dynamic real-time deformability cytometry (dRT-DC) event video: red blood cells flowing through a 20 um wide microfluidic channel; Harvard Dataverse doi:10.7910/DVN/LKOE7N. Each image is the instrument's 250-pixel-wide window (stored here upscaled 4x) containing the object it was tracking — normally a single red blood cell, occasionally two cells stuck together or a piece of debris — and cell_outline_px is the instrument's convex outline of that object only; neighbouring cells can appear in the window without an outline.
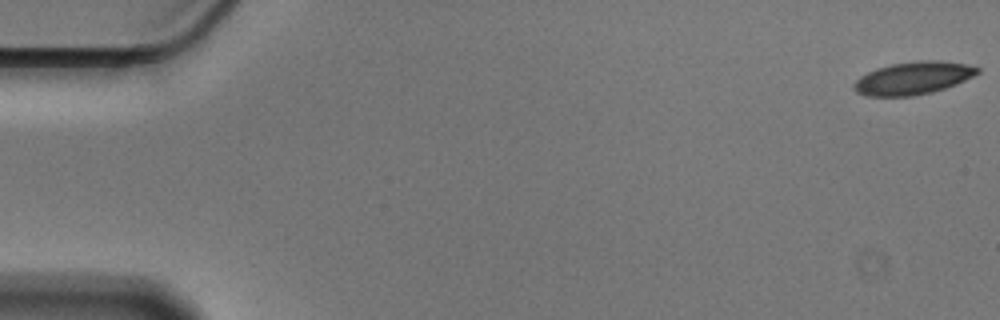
{"species": "Egyptian fruit bat (a non-hibernating species)", "species_latin": "Rousettus aegyptiacus", "temperature_condition": "cold", "stored_images_in_passage": 57, "camera_frame_rate_fps": 3000, "um_per_image_px": 0.085, "animal": {"sex": "male"}, "frame": {"image": 1, "passage_image": 1, "time_ms": 0.0, "image_size_px": [1000, 320], "cell_outline_px": [[980, 72], [956, 84], [932, 92], [912, 96], [864, 96], [856, 92], [852, 88], [852, 84], [860, 76], [876, 68], [892, 64], [916, 60], [940, 60], [964, 64], [980, 68]], "centroid_in_image_um": [77.57, 6.64], "position_along_channel_um": 7.4, "area_um2": 23.58}}
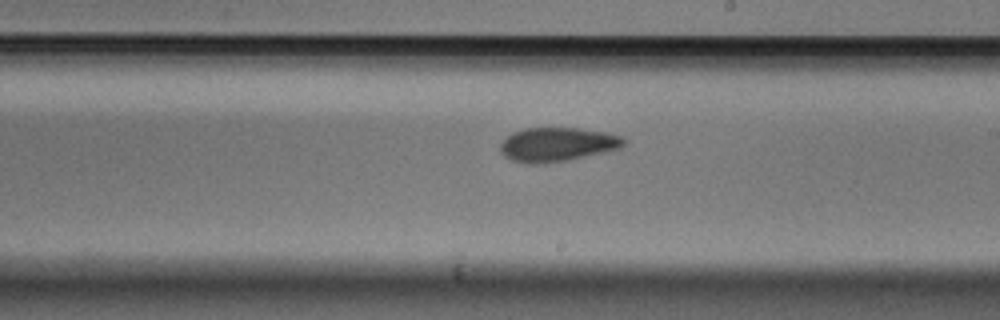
{"frame": {"image": 2, "passage_image": 33, "time_ms": 10.667, "image_size_px": [1000, 320], "cell_outline_px": [[624, 144], [620, 148], [568, 160], [544, 164], [524, 164], [512, 160], [504, 156], [500, 152], [500, 144], [512, 132], [524, 128], [580, 128], [608, 132], [624, 136]], "centroid_in_image_um": [47.35, 12.28], "position_along_channel_um": 241.6, "area_um2": 24.68}}
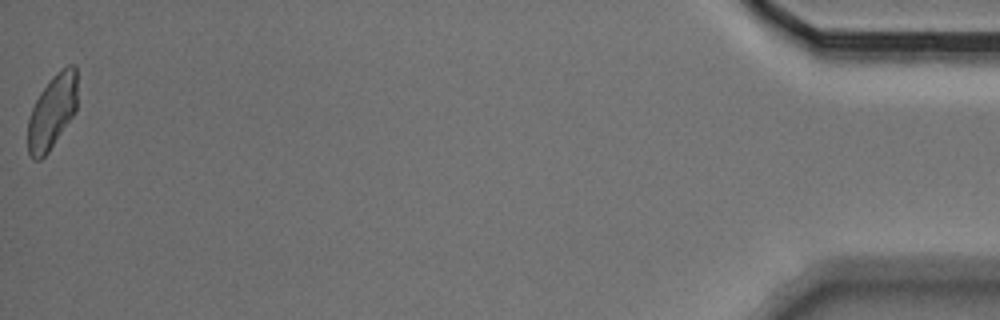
{"frame": {"image": 3, "passage_image": 57, "time_ms": 18.667, "image_size_px": [1000, 320], "cell_outline_px": [[76, 112], [48, 152], [40, 160], [32, 160], [28, 152], [28, 116], [40, 92], [52, 76], [56, 72], [68, 64], [76, 64]], "centroid_in_image_um": [4.43, 9.49], "position_along_channel_um": 430.8, "area_um2": 21.44}, "authors_computed_cell_mechanics": {"area_um2": 24.1026, "velocity_mm_per_s": 3.5458, "shape_relaxation_time_tau1_ms": 3.7966, "shape_relaxation_time_tau2_ms": 3.1857, "deformation_change_tau1": 0.1113, "deformation_change_tau2": 0.0996}}